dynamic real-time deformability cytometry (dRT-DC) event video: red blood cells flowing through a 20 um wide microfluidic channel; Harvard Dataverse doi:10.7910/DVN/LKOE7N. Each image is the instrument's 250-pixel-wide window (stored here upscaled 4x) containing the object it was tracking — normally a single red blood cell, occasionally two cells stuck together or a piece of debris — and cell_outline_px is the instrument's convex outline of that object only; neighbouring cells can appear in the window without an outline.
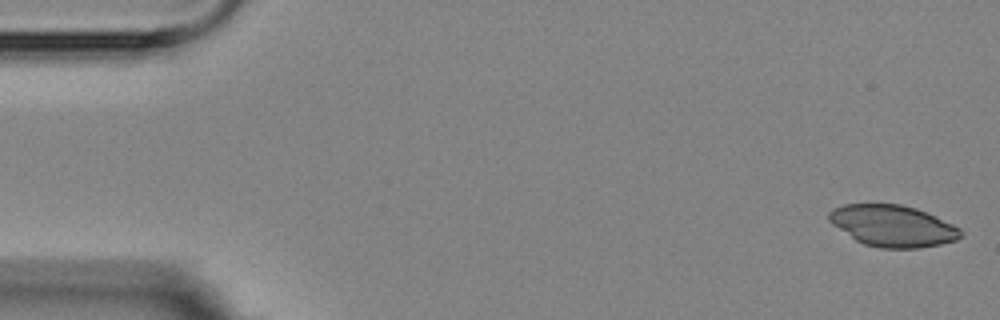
{"species": "Egyptian fruit bat (a non-hibernating species)", "species_latin": "Rousettus aegyptiacus", "temperature_condition": "room temperature", "stored_images_in_passage": 4, "camera_frame_rate_fps": 3000, "um_per_image_px": 0.085, "animal": {"sex": "female"}, "frame": {"image": 1, "passage_image": 1, "time_ms": 0.0, "image_size_px": [1000, 320], "cell_outline_px": [[964, 236], [956, 240], [940, 244], [920, 248], [880, 248], [864, 244], [856, 240], [832, 224], [828, 220], [828, 212], [832, 208], [844, 204], [900, 204], [916, 208], [936, 216], [960, 228], [964, 232]], "centroid_in_image_um": [75.89, 19.2], "position_along_channel_um": 9.1, "area_um2": 31.96}}